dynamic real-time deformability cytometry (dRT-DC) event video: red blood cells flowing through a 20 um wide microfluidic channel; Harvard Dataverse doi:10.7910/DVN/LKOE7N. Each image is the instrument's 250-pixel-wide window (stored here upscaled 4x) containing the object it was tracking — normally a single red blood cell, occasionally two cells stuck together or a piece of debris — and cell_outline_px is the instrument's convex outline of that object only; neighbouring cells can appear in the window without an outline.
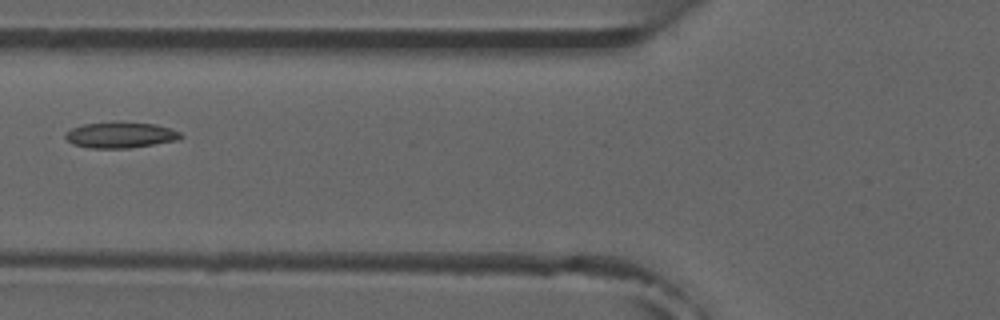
{"species": "common noctule bat (a hibernating species)", "species_latin": "Nyctalus noctula", "temperature_condition": "room temperature", "stored_images_in_passage": 6, "camera_frame_rate_fps": 3000, "um_per_image_px": 0.085, "animal": {"sex": "male", "forearm_length_mm": 52.5}, "frame": {"image": 1, "passage_image": 6, "time_ms": 6.667, "image_size_px": [1000, 320], "cell_outline_px": [[184, 136], [180, 140], [128, 148], [88, 148], [72, 144], [64, 136], [64, 132], [72, 128], [84, 124], [120, 120], [156, 124], [180, 132]], "centroid_in_image_um": [10.23, 11.45], "position_along_channel_um": 115.6, "area_um2": 17.86}}